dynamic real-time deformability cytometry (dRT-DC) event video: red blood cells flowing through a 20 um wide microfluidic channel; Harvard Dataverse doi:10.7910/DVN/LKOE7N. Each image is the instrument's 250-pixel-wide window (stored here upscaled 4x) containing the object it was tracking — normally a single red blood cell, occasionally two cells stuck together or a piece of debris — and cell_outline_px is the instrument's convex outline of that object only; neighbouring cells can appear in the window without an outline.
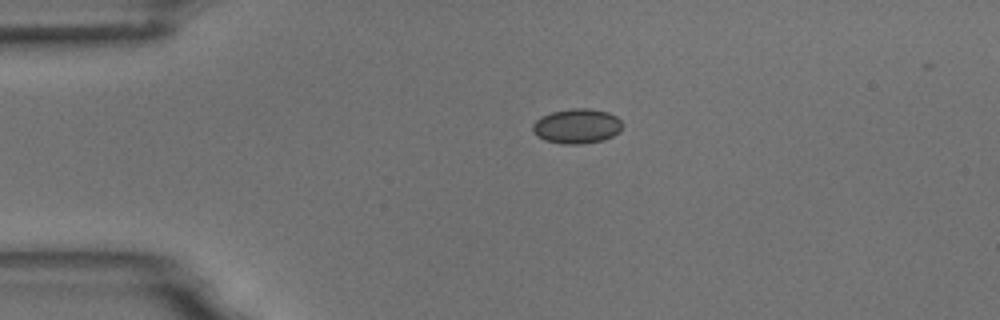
{"species": "common noctule bat (a hibernating species)", "species_latin": "Nyctalus noctula", "temperature_condition": "room temperature", "stored_images_in_passage": 2, "camera_frame_rate_fps": 3000, "um_per_image_px": 0.085, "animal": {"sex": "male", "body_mass_g": 18.8}, "frame": {"image": 1, "passage_image": 1, "time_ms": 0.0, "image_size_px": [1000, 320], "cell_outline_px": [[624, 124], [620, 132], [604, 140], [580, 144], [564, 144], [544, 140], [536, 136], [532, 132], [532, 124], [540, 116], [552, 112], [572, 108], [588, 108], [608, 112], [616, 116]], "centroid_in_image_um": [49.03, 10.72], "position_along_channel_um": 36.0, "area_um2": 18.44}}